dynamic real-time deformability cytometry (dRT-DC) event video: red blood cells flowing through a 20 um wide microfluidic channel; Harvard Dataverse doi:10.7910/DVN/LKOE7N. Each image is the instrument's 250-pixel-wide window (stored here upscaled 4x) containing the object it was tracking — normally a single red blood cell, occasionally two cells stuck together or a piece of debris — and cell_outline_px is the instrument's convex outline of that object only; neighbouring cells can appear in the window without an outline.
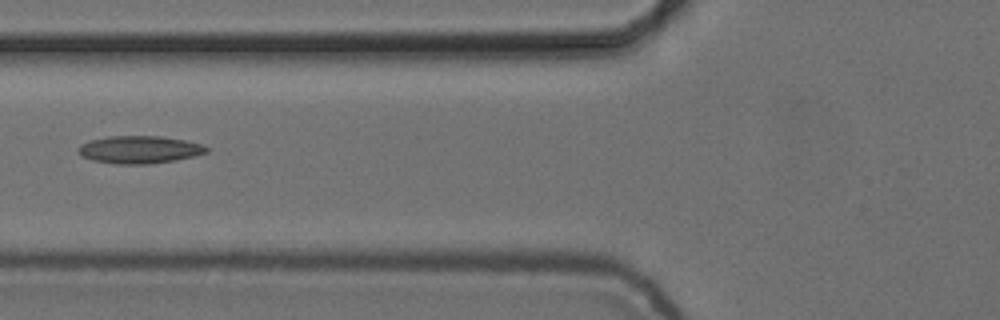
{"species": "common noctule bat (a hibernating species)", "species_latin": "Nyctalus noctula", "temperature_condition": "cold", "stored_images_in_passage": 7, "camera_frame_rate_fps": 3000, "um_per_image_px": 0.085, "animal": {"sex": "female", "body_mass_g": 24.6, "forearm_length_mm": 56.2}, "frame": {"image": 1, "passage_image": 6, "time_ms": 1.667, "image_size_px": [1000, 320], "cell_outline_px": [[208, 152], [196, 156], [176, 160], [148, 164], [116, 164], [92, 160], [80, 156], [76, 148], [80, 144], [88, 140], [108, 136], [160, 136], [184, 140], [204, 144], [208, 148]], "centroid_in_image_um": [11.83, 12.71], "position_along_channel_um": 114.0, "area_um2": 20.92}}
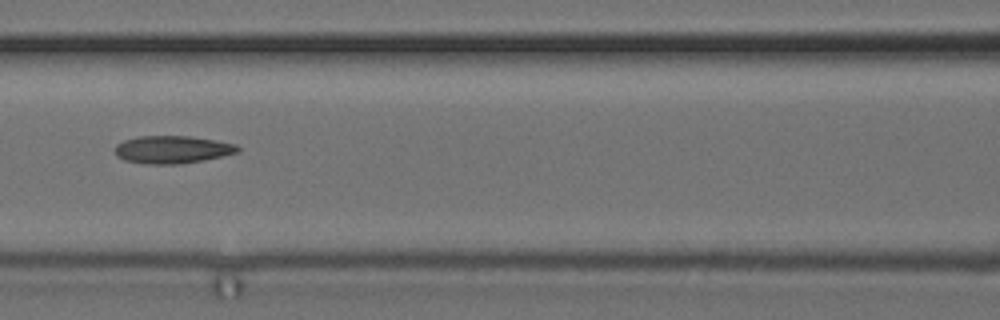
{"frame": {"image": 2, "passage_image": 7, "time_ms": 2.0, "image_size_px": [1000, 320], "cell_outline_px": [[240, 152], [204, 160], [180, 164], [144, 164], [124, 160], [116, 156], [116, 144], [124, 140], [140, 136], [188, 136], [216, 140], [236, 144], [240, 148]], "centroid_in_image_um": [14.66, 12.72], "position_along_channel_um": 151.9, "area_um2": 19.88}}